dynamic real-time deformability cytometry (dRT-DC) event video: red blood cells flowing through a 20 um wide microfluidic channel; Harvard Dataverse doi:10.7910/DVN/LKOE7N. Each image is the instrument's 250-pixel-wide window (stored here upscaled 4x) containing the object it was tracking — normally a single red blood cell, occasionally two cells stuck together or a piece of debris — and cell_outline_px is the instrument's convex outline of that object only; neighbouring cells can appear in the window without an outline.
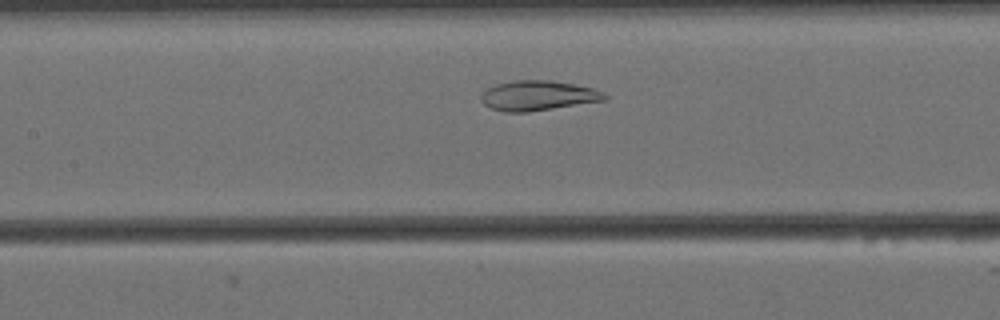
{"species": "Egyptian fruit bat (a non-hibernating species)", "species_latin": "Rousettus aegyptiacus", "temperature_condition": "cold", "stored_images_in_passage": 49, "camera_frame_rate_fps": 3000, "um_per_image_px": 0.085, "animal": {"sex": "female"}, "frame": {"image": 1, "passage_image": 16, "time_ms": 5.0, "image_size_px": [1000, 320], "cell_outline_px": [[608, 100], [528, 112], [504, 112], [488, 108], [480, 100], [480, 96], [488, 88], [496, 84], [516, 80], [548, 80], [572, 84], [592, 88], [608, 96]], "centroid_in_image_um": [45.7, 8.14], "position_along_channel_um": 161.7, "area_um2": 21.5}}
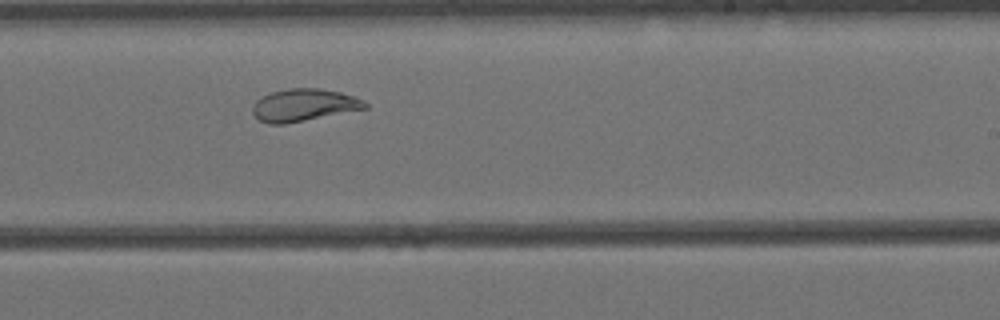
{"frame": {"image": 2, "passage_image": 25, "time_ms": 8.0, "image_size_px": [1000, 320], "cell_outline_px": [[368, 108], [284, 124], [268, 124], [260, 120], [252, 112], [252, 104], [256, 100], [272, 92], [292, 88], [320, 88], [340, 92], [364, 100], [368, 104]], "centroid_in_image_um": [25.83, 8.93], "position_along_channel_um": 263.2, "area_um2": 21.04}}
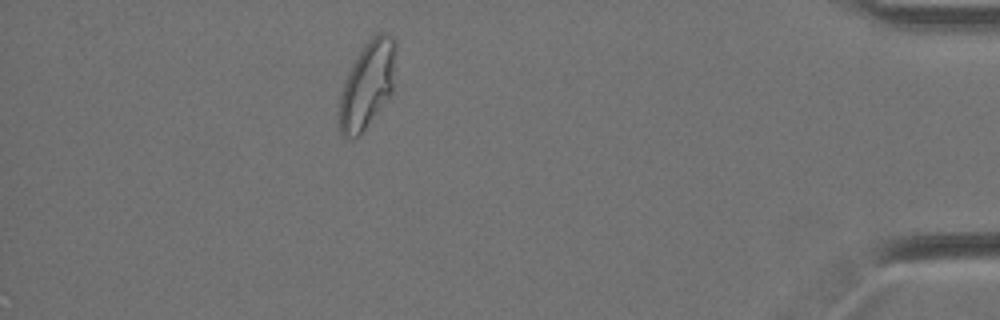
{"frame": {"image": 3, "passage_image": 42, "time_ms": 13.667, "image_size_px": [1000, 320], "cell_outline_px": [[396, 44], [392, 92], [364, 128], [356, 136], [344, 136], [340, 132], [340, 96], [344, 80], [348, 72], [360, 52], [372, 36], [380, 32], [388, 32], [392, 36]], "centroid_in_image_um": [31.24, 7.13], "position_along_channel_um": 404.0, "area_um2": 27.63}, "authors_computed_cell_mechanics": {"area_um2": 25.2586, "velocity_mm_per_s": 3.405, "shape_relaxation_time_tau1_ms": null, "shape_relaxation_time_tau2_ms": 1.2921, "deformation_change_tau1": null, "deformation_change_tau2": 0.0749}}